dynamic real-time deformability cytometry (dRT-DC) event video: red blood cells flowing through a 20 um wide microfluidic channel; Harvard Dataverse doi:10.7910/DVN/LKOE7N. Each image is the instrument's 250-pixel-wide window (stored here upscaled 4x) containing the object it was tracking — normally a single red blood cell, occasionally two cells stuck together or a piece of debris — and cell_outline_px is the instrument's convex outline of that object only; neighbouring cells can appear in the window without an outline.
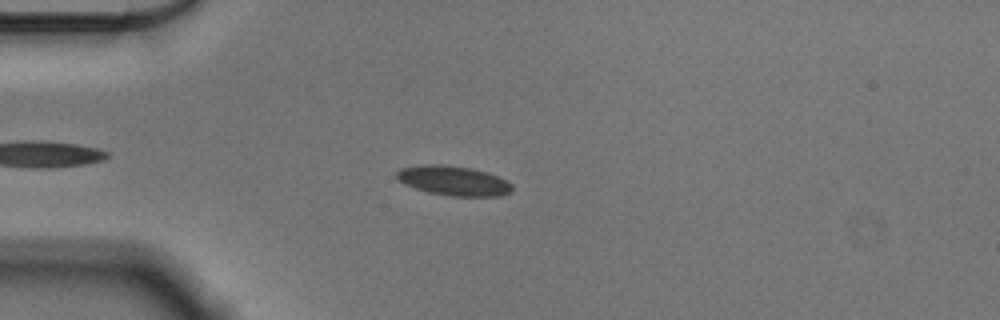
{"species": "Egyptian fruit bat (a non-hibernating species)", "species_latin": "Rousettus aegyptiacus", "temperature_condition": "cold", "stored_images_in_passage": 50, "camera_frame_rate_fps": 3000, "um_per_image_px": 0.085, "animal": {"sex": "male"}, "frame": {"image": 1, "passage_image": 8, "time_ms": 2.333, "image_size_px": [1000, 320], "cell_outline_px": [[512, 192], [500, 196], [448, 196], [428, 192], [404, 184], [396, 176], [396, 172], [400, 168], [420, 164], [440, 164], [472, 168], [488, 172], [508, 180], [512, 184]], "centroid_in_image_um": [38.57, 15.35], "position_along_channel_um": 46.4, "area_um2": 20.17}}
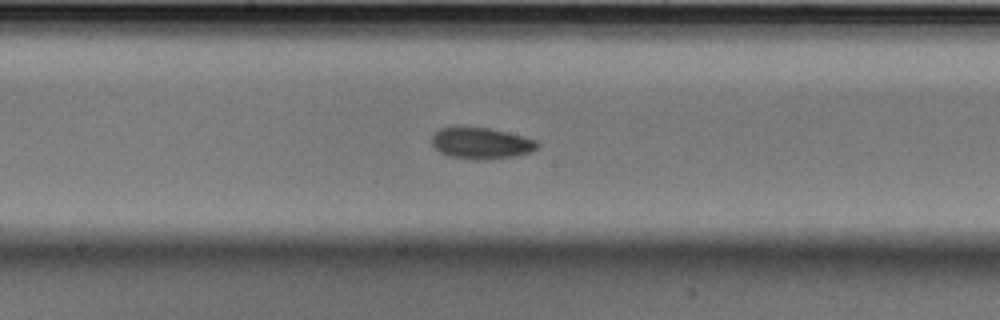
{"frame": {"image": 2, "passage_image": 23, "time_ms": 7.333, "image_size_px": [1000, 320], "cell_outline_px": [[540, 144], [532, 152], [516, 156], [484, 160], [476, 160], [448, 156], [440, 152], [432, 144], [432, 136], [440, 128], [456, 124], [488, 128], [524, 136], [536, 140]], "centroid_in_image_um": [40.88, 12.15], "position_along_channel_um": 207.3, "area_um2": 19.83}}
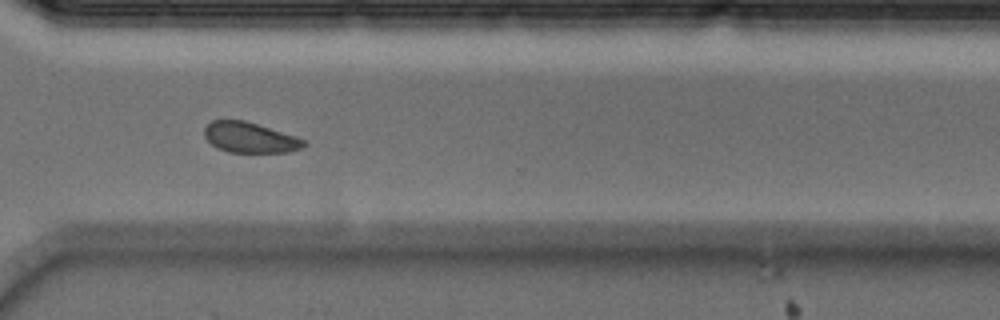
{"frame": {"image": 3, "passage_image": 35, "time_ms": 11.333, "image_size_px": [1000, 320], "cell_outline_px": [[308, 144], [304, 148], [288, 152], [228, 152], [216, 148], [204, 136], [204, 128], [212, 120], [244, 120], [296, 136], [304, 140]], "centroid_in_image_um": [21.25, 11.7], "position_along_channel_um": 349.3, "area_um2": 17.69}, "authors_computed_cell_mechanics": {"area_um2": 18.9873, "velocity_mm_per_s": 3.5639, "shape_relaxation_time_tau1_ms": 3.4221, "shape_relaxation_time_tau2_ms": 6.608, "deformation_change_tau1": 0.077, "deformation_change_tau2": 0.0965}}